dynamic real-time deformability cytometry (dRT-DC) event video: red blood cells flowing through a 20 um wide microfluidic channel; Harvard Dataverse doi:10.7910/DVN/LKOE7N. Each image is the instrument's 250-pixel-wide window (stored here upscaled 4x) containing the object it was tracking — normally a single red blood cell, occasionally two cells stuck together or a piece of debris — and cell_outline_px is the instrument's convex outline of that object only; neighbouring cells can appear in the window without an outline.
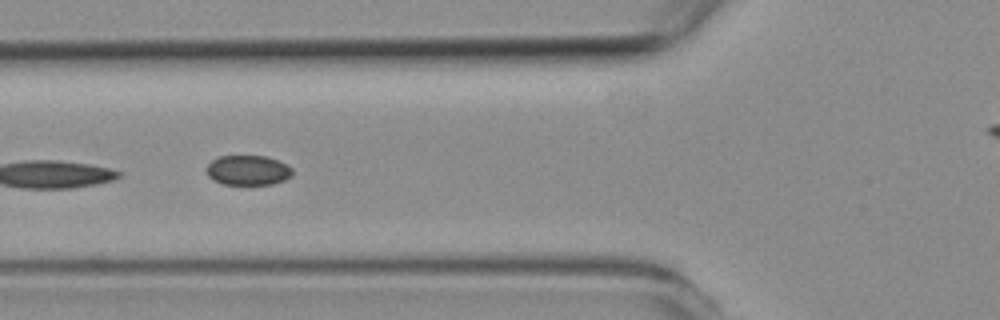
{"species": "common noctule bat (a hibernating species)", "species_latin": "Nyctalus noctula", "temperature_condition": "room temperature", "stored_images_in_passage": 10, "camera_frame_rate_fps": 3000, "um_per_image_px": 0.085, "animal": {"sex": "female", "body_mass_g": 19.3, "forearm_length_mm": 54.1}, "frame": {"image": 1, "passage_image": 5, "time_ms": 5.333, "image_size_px": [1000, 320], "cell_outline_px": [[292, 176], [284, 180], [272, 184], [224, 184], [212, 180], [208, 176], [204, 168], [212, 160], [220, 156], [264, 156], [288, 164], [292, 168]], "centroid_in_image_um": [21.05, 14.47], "position_along_channel_um": 104.7, "area_um2": 15.03}}
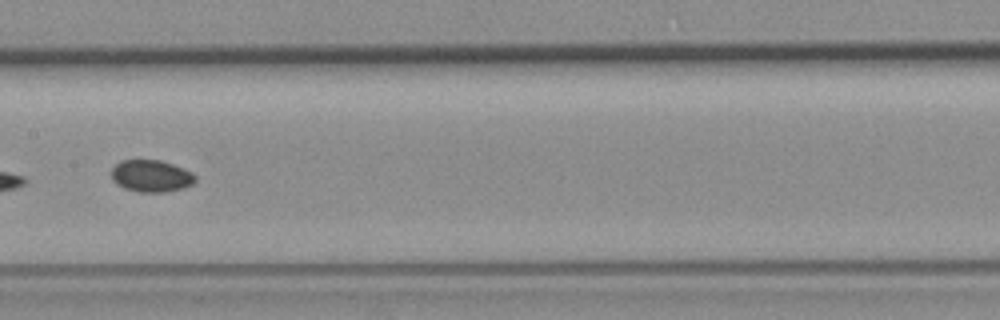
{"frame": {"image": 2, "passage_image": 7, "time_ms": 7.667, "image_size_px": [1000, 320], "cell_outline_px": [[196, 180], [192, 184], [184, 188], [164, 192], [140, 192], [124, 188], [116, 184], [112, 180], [112, 168], [120, 160], [160, 160], [172, 164], [192, 172], [196, 176]], "centroid_in_image_um": [12.85, 14.96], "position_along_channel_um": 194.6, "area_um2": 15.66}}
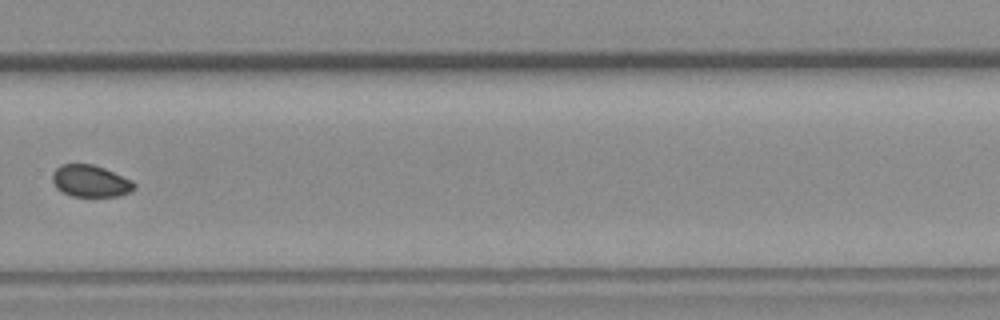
{"frame": {"image": 3, "passage_image": 10, "time_ms": 11.0, "image_size_px": [1000, 320], "cell_outline_px": [[136, 188], [132, 192], [120, 196], [72, 196], [56, 188], [52, 180], [52, 172], [60, 164], [92, 164], [104, 168], [132, 180], [136, 184]], "centroid_in_image_um": [7.71, 15.39], "position_along_channel_um": 322.1, "area_um2": 15.32}}